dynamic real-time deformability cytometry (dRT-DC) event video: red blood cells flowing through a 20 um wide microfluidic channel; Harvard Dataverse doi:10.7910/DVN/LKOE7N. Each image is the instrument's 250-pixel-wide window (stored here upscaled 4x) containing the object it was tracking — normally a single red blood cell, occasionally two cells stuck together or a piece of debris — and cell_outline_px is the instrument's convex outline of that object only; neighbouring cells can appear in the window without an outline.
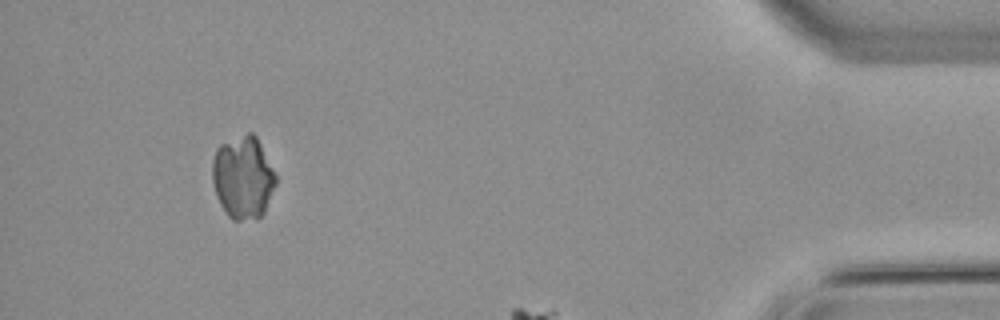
{"species": "common noctule bat (a hibernating species)", "species_latin": "Nyctalus noctula", "temperature_condition": "warm", "stored_images_in_passage": 54, "segment_of_instrument_passage": [3, 3], "camera_frame_rate_fps": 3000, "um_per_image_px": 0.085, "animal": {"sex": "male", "body_mass_g": 21.5, "forearm_length_mm": 52.0}, "frame": {"image": 1, "passage_image": 50, "time_ms": 16.333, "image_size_px": [1000, 320], "cell_outline_px": [[276, 184], [264, 212], [256, 220], [232, 220], [228, 216], [220, 204], [216, 196], [212, 180], [212, 160], [216, 148], [220, 144], [248, 132], [252, 132], [256, 136], [276, 176]], "centroid_in_image_um": [20.63, 15.09], "position_along_channel_um": 414.6, "area_um2": 30.63}}